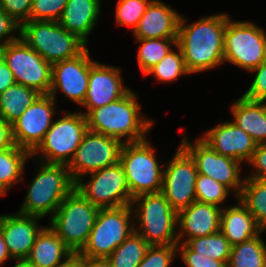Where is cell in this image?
I'll use <instances>...</instances> for the list:
<instances>
[{"label":"cell","instance_id":"obj_1","mask_svg":"<svg viewBox=\"0 0 266 267\" xmlns=\"http://www.w3.org/2000/svg\"><path fill=\"white\" fill-rule=\"evenodd\" d=\"M229 16L215 14L185 25L181 16L177 45L190 74L207 71L224 63V34Z\"/></svg>","mask_w":266,"mask_h":267},{"label":"cell","instance_id":"obj_2","mask_svg":"<svg viewBox=\"0 0 266 267\" xmlns=\"http://www.w3.org/2000/svg\"><path fill=\"white\" fill-rule=\"evenodd\" d=\"M136 97L130 90L122 98L92 109L86 115L88 130L118 140L125 137L124 143L145 140L146 132L153 127L154 121L147 120L140 113L141 105Z\"/></svg>","mask_w":266,"mask_h":267},{"label":"cell","instance_id":"obj_3","mask_svg":"<svg viewBox=\"0 0 266 267\" xmlns=\"http://www.w3.org/2000/svg\"><path fill=\"white\" fill-rule=\"evenodd\" d=\"M75 189L65 164L40 163L18 213L43 218L56 212L63 200Z\"/></svg>","mask_w":266,"mask_h":267},{"label":"cell","instance_id":"obj_4","mask_svg":"<svg viewBox=\"0 0 266 267\" xmlns=\"http://www.w3.org/2000/svg\"><path fill=\"white\" fill-rule=\"evenodd\" d=\"M20 38L46 62L54 64L77 57L87 47L58 21L30 20L20 26Z\"/></svg>","mask_w":266,"mask_h":267},{"label":"cell","instance_id":"obj_5","mask_svg":"<svg viewBox=\"0 0 266 267\" xmlns=\"http://www.w3.org/2000/svg\"><path fill=\"white\" fill-rule=\"evenodd\" d=\"M137 203L136 209L134 208ZM134 204V205H133ZM133 216L140 228V234L150 245H177L178 213L172 208L164 195L159 193L142 194L133 198Z\"/></svg>","mask_w":266,"mask_h":267},{"label":"cell","instance_id":"obj_6","mask_svg":"<svg viewBox=\"0 0 266 267\" xmlns=\"http://www.w3.org/2000/svg\"><path fill=\"white\" fill-rule=\"evenodd\" d=\"M99 208L74 189L50 217L49 226L73 252L79 253L87 243Z\"/></svg>","mask_w":266,"mask_h":267},{"label":"cell","instance_id":"obj_7","mask_svg":"<svg viewBox=\"0 0 266 267\" xmlns=\"http://www.w3.org/2000/svg\"><path fill=\"white\" fill-rule=\"evenodd\" d=\"M147 139L124 143L119 163L122 165L132 198L162 190L163 170Z\"/></svg>","mask_w":266,"mask_h":267},{"label":"cell","instance_id":"obj_8","mask_svg":"<svg viewBox=\"0 0 266 267\" xmlns=\"http://www.w3.org/2000/svg\"><path fill=\"white\" fill-rule=\"evenodd\" d=\"M132 205L99 208L95 224L87 243L79 252L81 256L107 258L134 231L130 225Z\"/></svg>","mask_w":266,"mask_h":267},{"label":"cell","instance_id":"obj_9","mask_svg":"<svg viewBox=\"0 0 266 267\" xmlns=\"http://www.w3.org/2000/svg\"><path fill=\"white\" fill-rule=\"evenodd\" d=\"M87 131V119L83 113L67 112L53 122L31 157L35 158L41 152V162L68 165Z\"/></svg>","mask_w":266,"mask_h":267},{"label":"cell","instance_id":"obj_10","mask_svg":"<svg viewBox=\"0 0 266 267\" xmlns=\"http://www.w3.org/2000/svg\"><path fill=\"white\" fill-rule=\"evenodd\" d=\"M266 59V33L249 21L229 18L224 34V62L251 71Z\"/></svg>","mask_w":266,"mask_h":267},{"label":"cell","instance_id":"obj_11","mask_svg":"<svg viewBox=\"0 0 266 267\" xmlns=\"http://www.w3.org/2000/svg\"><path fill=\"white\" fill-rule=\"evenodd\" d=\"M0 53L17 84L49 94L52 83V64L46 62L21 38L0 47Z\"/></svg>","mask_w":266,"mask_h":267},{"label":"cell","instance_id":"obj_12","mask_svg":"<svg viewBox=\"0 0 266 267\" xmlns=\"http://www.w3.org/2000/svg\"><path fill=\"white\" fill-rule=\"evenodd\" d=\"M124 141L88 130L67 165L74 182L87 174L119 163Z\"/></svg>","mask_w":266,"mask_h":267},{"label":"cell","instance_id":"obj_13","mask_svg":"<svg viewBox=\"0 0 266 267\" xmlns=\"http://www.w3.org/2000/svg\"><path fill=\"white\" fill-rule=\"evenodd\" d=\"M91 179L75 182V189L98 208L131 205L132 196L120 163L89 173Z\"/></svg>","mask_w":266,"mask_h":267},{"label":"cell","instance_id":"obj_14","mask_svg":"<svg viewBox=\"0 0 266 267\" xmlns=\"http://www.w3.org/2000/svg\"><path fill=\"white\" fill-rule=\"evenodd\" d=\"M197 167L191 155L179 145L163 170L161 193L178 213L196 201Z\"/></svg>","mask_w":266,"mask_h":267},{"label":"cell","instance_id":"obj_15","mask_svg":"<svg viewBox=\"0 0 266 267\" xmlns=\"http://www.w3.org/2000/svg\"><path fill=\"white\" fill-rule=\"evenodd\" d=\"M180 145L194 159L198 174L224 184L234 192L236 199L241 195L245 177L244 179L240 177V161L220 155L201 138H198L194 144L185 137Z\"/></svg>","mask_w":266,"mask_h":267},{"label":"cell","instance_id":"obj_16","mask_svg":"<svg viewBox=\"0 0 266 267\" xmlns=\"http://www.w3.org/2000/svg\"><path fill=\"white\" fill-rule=\"evenodd\" d=\"M55 99L41 94L23 114L12 123L13 137L18 147L32 153L43 141L53 122Z\"/></svg>","mask_w":266,"mask_h":267},{"label":"cell","instance_id":"obj_17","mask_svg":"<svg viewBox=\"0 0 266 267\" xmlns=\"http://www.w3.org/2000/svg\"><path fill=\"white\" fill-rule=\"evenodd\" d=\"M95 63L85 49L77 57L52 64V83L50 95L56 99V92H63L66 97L82 105L88 90L90 67Z\"/></svg>","mask_w":266,"mask_h":267},{"label":"cell","instance_id":"obj_18","mask_svg":"<svg viewBox=\"0 0 266 267\" xmlns=\"http://www.w3.org/2000/svg\"><path fill=\"white\" fill-rule=\"evenodd\" d=\"M122 81L121 71L118 68L95 62L90 67L88 90L82 104L87 111L81 113L86 116L92 109L100 108L125 96L130 89L124 87Z\"/></svg>","mask_w":266,"mask_h":267},{"label":"cell","instance_id":"obj_19","mask_svg":"<svg viewBox=\"0 0 266 267\" xmlns=\"http://www.w3.org/2000/svg\"><path fill=\"white\" fill-rule=\"evenodd\" d=\"M200 137L206 144L220 155L240 161H249L257 143L233 121L218 124Z\"/></svg>","mask_w":266,"mask_h":267},{"label":"cell","instance_id":"obj_20","mask_svg":"<svg viewBox=\"0 0 266 267\" xmlns=\"http://www.w3.org/2000/svg\"><path fill=\"white\" fill-rule=\"evenodd\" d=\"M40 217L17 214L0 215V228L11 258L24 262L43 227L38 226Z\"/></svg>","mask_w":266,"mask_h":267},{"label":"cell","instance_id":"obj_21","mask_svg":"<svg viewBox=\"0 0 266 267\" xmlns=\"http://www.w3.org/2000/svg\"><path fill=\"white\" fill-rule=\"evenodd\" d=\"M223 207L194 201L190 206L178 212L177 240L185 243L189 239L204 237L220 231V216ZM185 235V236H184ZM187 238V239H186Z\"/></svg>","mask_w":266,"mask_h":267},{"label":"cell","instance_id":"obj_22","mask_svg":"<svg viewBox=\"0 0 266 267\" xmlns=\"http://www.w3.org/2000/svg\"><path fill=\"white\" fill-rule=\"evenodd\" d=\"M181 15L159 0H153L140 18L134 38H177Z\"/></svg>","mask_w":266,"mask_h":267},{"label":"cell","instance_id":"obj_23","mask_svg":"<svg viewBox=\"0 0 266 267\" xmlns=\"http://www.w3.org/2000/svg\"><path fill=\"white\" fill-rule=\"evenodd\" d=\"M100 0H67L58 23L86 45L100 15Z\"/></svg>","mask_w":266,"mask_h":267},{"label":"cell","instance_id":"obj_24","mask_svg":"<svg viewBox=\"0 0 266 267\" xmlns=\"http://www.w3.org/2000/svg\"><path fill=\"white\" fill-rule=\"evenodd\" d=\"M72 253L56 232L47 226L36 236L24 262L29 267H58Z\"/></svg>","mask_w":266,"mask_h":267},{"label":"cell","instance_id":"obj_25","mask_svg":"<svg viewBox=\"0 0 266 267\" xmlns=\"http://www.w3.org/2000/svg\"><path fill=\"white\" fill-rule=\"evenodd\" d=\"M237 201L235 206L223 207L220 216V231L232 246L262 233L248 208L238 198Z\"/></svg>","mask_w":266,"mask_h":267},{"label":"cell","instance_id":"obj_26","mask_svg":"<svg viewBox=\"0 0 266 267\" xmlns=\"http://www.w3.org/2000/svg\"><path fill=\"white\" fill-rule=\"evenodd\" d=\"M233 122L257 144L266 143V102L245 98L243 95L231 107Z\"/></svg>","mask_w":266,"mask_h":267},{"label":"cell","instance_id":"obj_27","mask_svg":"<svg viewBox=\"0 0 266 267\" xmlns=\"http://www.w3.org/2000/svg\"><path fill=\"white\" fill-rule=\"evenodd\" d=\"M40 95L21 84L9 86L0 94V118L12 124Z\"/></svg>","mask_w":266,"mask_h":267},{"label":"cell","instance_id":"obj_28","mask_svg":"<svg viewBox=\"0 0 266 267\" xmlns=\"http://www.w3.org/2000/svg\"><path fill=\"white\" fill-rule=\"evenodd\" d=\"M29 158H32L31 153L17 145L0 151L1 196H5L14 184L21 182L24 166Z\"/></svg>","mask_w":266,"mask_h":267},{"label":"cell","instance_id":"obj_29","mask_svg":"<svg viewBox=\"0 0 266 267\" xmlns=\"http://www.w3.org/2000/svg\"><path fill=\"white\" fill-rule=\"evenodd\" d=\"M238 199L255 217L256 223L263 233L266 230V180L245 178Z\"/></svg>","mask_w":266,"mask_h":267},{"label":"cell","instance_id":"obj_30","mask_svg":"<svg viewBox=\"0 0 266 267\" xmlns=\"http://www.w3.org/2000/svg\"><path fill=\"white\" fill-rule=\"evenodd\" d=\"M150 244L133 231L108 257L112 267H138Z\"/></svg>","mask_w":266,"mask_h":267},{"label":"cell","instance_id":"obj_31","mask_svg":"<svg viewBox=\"0 0 266 267\" xmlns=\"http://www.w3.org/2000/svg\"><path fill=\"white\" fill-rule=\"evenodd\" d=\"M227 267H266V245L260 234L233 245Z\"/></svg>","mask_w":266,"mask_h":267},{"label":"cell","instance_id":"obj_32","mask_svg":"<svg viewBox=\"0 0 266 267\" xmlns=\"http://www.w3.org/2000/svg\"><path fill=\"white\" fill-rule=\"evenodd\" d=\"M136 41L141 44L137 56L143 75L159 63L172 50V46H177V38L136 39Z\"/></svg>","mask_w":266,"mask_h":267},{"label":"cell","instance_id":"obj_33","mask_svg":"<svg viewBox=\"0 0 266 267\" xmlns=\"http://www.w3.org/2000/svg\"><path fill=\"white\" fill-rule=\"evenodd\" d=\"M185 244L200 255L228 264L232 245L221 231L204 237L189 239Z\"/></svg>","mask_w":266,"mask_h":267},{"label":"cell","instance_id":"obj_34","mask_svg":"<svg viewBox=\"0 0 266 267\" xmlns=\"http://www.w3.org/2000/svg\"><path fill=\"white\" fill-rule=\"evenodd\" d=\"M176 48L178 52L171 50L146 73V76L152 74L158 81L166 83L178 79L182 74L189 75L190 73L186 69L182 51L178 45Z\"/></svg>","mask_w":266,"mask_h":267},{"label":"cell","instance_id":"obj_35","mask_svg":"<svg viewBox=\"0 0 266 267\" xmlns=\"http://www.w3.org/2000/svg\"><path fill=\"white\" fill-rule=\"evenodd\" d=\"M230 191L228 187L213 178L197 174L195 182L196 201L220 207Z\"/></svg>","mask_w":266,"mask_h":267},{"label":"cell","instance_id":"obj_36","mask_svg":"<svg viewBox=\"0 0 266 267\" xmlns=\"http://www.w3.org/2000/svg\"><path fill=\"white\" fill-rule=\"evenodd\" d=\"M153 0H119L116 5L115 19L118 25L136 29L140 18Z\"/></svg>","mask_w":266,"mask_h":267},{"label":"cell","instance_id":"obj_37","mask_svg":"<svg viewBox=\"0 0 266 267\" xmlns=\"http://www.w3.org/2000/svg\"><path fill=\"white\" fill-rule=\"evenodd\" d=\"M66 3L67 0H33L30 20L58 21Z\"/></svg>","mask_w":266,"mask_h":267},{"label":"cell","instance_id":"obj_38","mask_svg":"<svg viewBox=\"0 0 266 267\" xmlns=\"http://www.w3.org/2000/svg\"><path fill=\"white\" fill-rule=\"evenodd\" d=\"M177 253V245H150L138 267H169Z\"/></svg>","mask_w":266,"mask_h":267},{"label":"cell","instance_id":"obj_39","mask_svg":"<svg viewBox=\"0 0 266 267\" xmlns=\"http://www.w3.org/2000/svg\"><path fill=\"white\" fill-rule=\"evenodd\" d=\"M177 251L181 253L179 255L187 267H227L223 261L192 251L185 243H178Z\"/></svg>","mask_w":266,"mask_h":267},{"label":"cell","instance_id":"obj_40","mask_svg":"<svg viewBox=\"0 0 266 267\" xmlns=\"http://www.w3.org/2000/svg\"><path fill=\"white\" fill-rule=\"evenodd\" d=\"M33 0H0L1 8L20 26L30 21Z\"/></svg>","mask_w":266,"mask_h":267},{"label":"cell","instance_id":"obj_41","mask_svg":"<svg viewBox=\"0 0 266 267\" xmlns=\"http://www.w3.org/2000/svg\"><path fill=\"white\" fill-rule=\"evenodd\" d=\"M254 80L243 96L250 100L266 101V59L255 69Z\"/></svg>","mask_w":266,"mask_h":267},{"label":"cell","instance_id":"obj_42","mask_svg":"<svg viewBox=\"0 0 266 267\" xmlns=\"http://www.w3.org/2000/svg\"><path fill=\"white\" fill-rule=\"evenodd\" d=\"M20 32V25L17 24L0 6V47L8 43L17 41L20 35L17 37L14 35V31ZM13 34V35H11Z\"/></svg>","mask_w":266,"mask_h":267},{"label":"cell","instance_id":"obj_43","mask_svg":"<svg viewBox=\"0 0 266 267\" xmlns=\"http://www.w3.org/2000/svg\"><path fill=\"white\" fill-rule=\"evenodd\" d=\"M249 164L254 166L253 174L246 178H256L266 180V143L257 144L255 151L252 154Z\"/></svg>","mask_w":266,"mask_h":267},{"label":"cell","instance_id":"obj_44","mask_svg":"<svg viewBox=\"0 0 266 267\" xmlns=\"http://www.w3.org/2000/svg\"><path fill=\"white\" fill-rule=\"evenodd\" d=\"M16 146L12 124L0 118V151Z\"/></svg>","mask_w":266,"mask_h":267},{"label":"cell","instance_id":"obj_45","mask_svg":"<svg viewBox=\"0 0 266 267\" xmlns=\"http://www.w3.org/2000/svg\"><path fill=\"white\" fill-rule=\"evenodd\" d=\"M16 82L14 80L13 73L8 68V65L4 61L3 57H0V94L9 86L14 85Z\"/></svg>","mask_w":266,"mask_h":267},{"label":"cell","instance_id":"obj_46","mask_svg":"<svg viewBox=\"0 0 266 267\" xmlns=\"http://www.w3.org/2000/svg\"><path fill=\"white\" fill-rule=\"evenodd\" d=\"M58 267H84V256L79 253H72Z\"/></svg>","mask_w":266,"mask_h":267},{"label":"cell","instance_id":"obj_47","mask_svg":"<svg viewBox=\"0 0 266 267\" xmlns=\"http://www.w3.org/2000/svg\"><path fill=\"white\" fill-rule=\"evenodd\" d=\"M84 267H112L107 258H91L84 256Z\"/></svg>","mask_w":266,"mask_h":267},{"label":"cell","instance_id":"obj_48","mask_svg":"<svg viewBox=\"0 0 266 267\" xmlns=\"http://www.w3.org/2000/svg\"><path fill=\"white\" fill-rule=\"evenodd\" d=\"M8 258H11V256L8 252L7 245L4 241L2 230L0 228V267L3 264V262Z\"/></svg>","mask_w":266,"mask_h":267},{"label":"cell","instance_id":"obj_49","mask_svg":"<svg viewBox=\"0 0 266 267\" xmlns=\"http://www.w3.org/2000/svg\"><path fill=\"white\" fill-rule=\"evenodd\" d=\"M13 267H29V266L25 262L16 261V264Z\"/></svg>","mask_w":266,"mask_h":267}]
</instances>
